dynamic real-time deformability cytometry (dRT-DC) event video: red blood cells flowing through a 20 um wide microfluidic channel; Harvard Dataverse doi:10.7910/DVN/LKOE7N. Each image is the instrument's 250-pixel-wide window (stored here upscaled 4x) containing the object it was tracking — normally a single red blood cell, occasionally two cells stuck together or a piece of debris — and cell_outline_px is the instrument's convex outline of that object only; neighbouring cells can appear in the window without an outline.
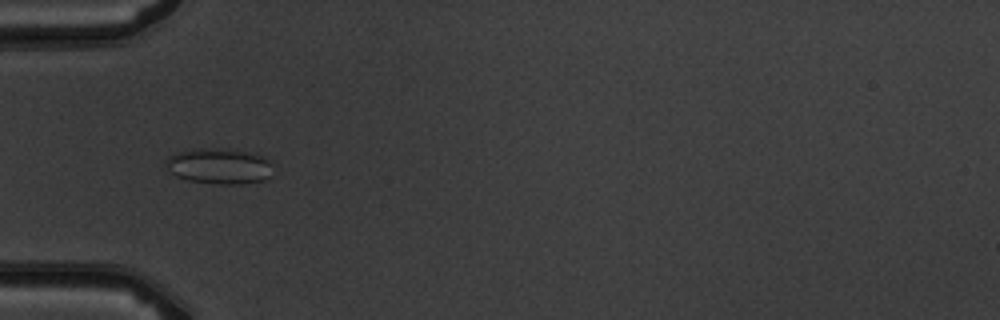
{"species": "common noctule bat (a hibernating species)", "species_latin": "Nyctalus noctula", "temperature_condition": "warm", "stored_images_in_passage": 6, "camera_frame_rate_fps": 3000, "um_per_image_px": 0.085, "animal": {"sex": "male", "body_mass_g": 19.5, "forearm_length_mm": 54.6}, "frame": {"image": 1, "passage_image": 4, "time_ms": 4.333, "image_size_px": [1000, 320], "cell_outline_px": [[272, 164], [268, 176], [264, 180], [244, 184], [216, 184], [188, 180], [176, 176], [168, 172], [164, 164], [164, 160], [172, 152], [192, 148], [228, 148], [248, 152], [264, 156]], "centroid_in_image_um": [18.54, 14.1], "position_along_channel_um": 66.5, "area_um2": 22.83}}
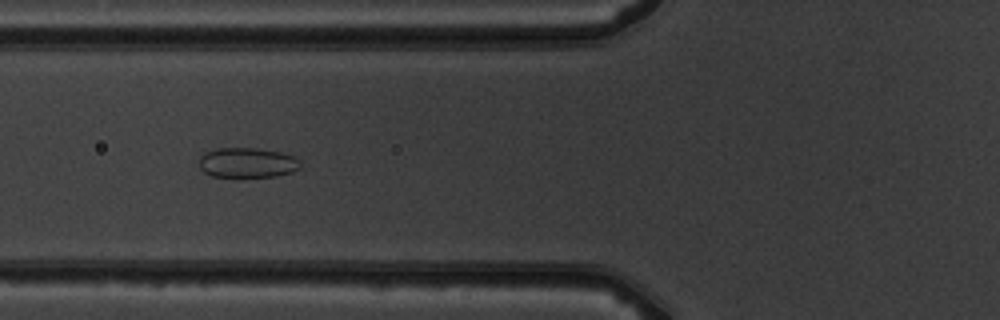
{"frame": {"image": 2, "passage_image": 5, "time_ms": 5.333, "image_size_px": [1000, 320], "cell_outline_px": [[300, 168], [292, 172], [276, 176], [212, 176], [204, 172], [200, 168], [200, 156], [204, 152], [216, 148], [256, 148], [280, 152], [296, 156], [300, 160]], "centroid_in_image_um": [21.04, 13.81], "position_along_channel_um": 104.8, "area_um2": 17.69}}
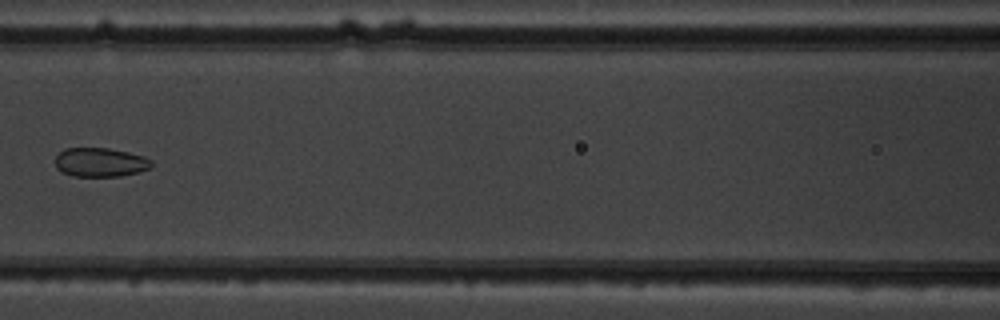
{"frame": {"image": 3, "passage_image": 6, "time_ms": 6.667, "image_size_px": [1000, 320], "cell_outline_px": [[152, 164], [148, 168], [140, 172], [120, 176], [72, 176], [56, 168], [56, 156], [64, 148], [108, 148], [128, 152], [144, 156], [152, 160]], "centroid_in_image_um": [8.53, 13.79], "position_along_channel_um": 158.1, "area_um2": 16.24}}